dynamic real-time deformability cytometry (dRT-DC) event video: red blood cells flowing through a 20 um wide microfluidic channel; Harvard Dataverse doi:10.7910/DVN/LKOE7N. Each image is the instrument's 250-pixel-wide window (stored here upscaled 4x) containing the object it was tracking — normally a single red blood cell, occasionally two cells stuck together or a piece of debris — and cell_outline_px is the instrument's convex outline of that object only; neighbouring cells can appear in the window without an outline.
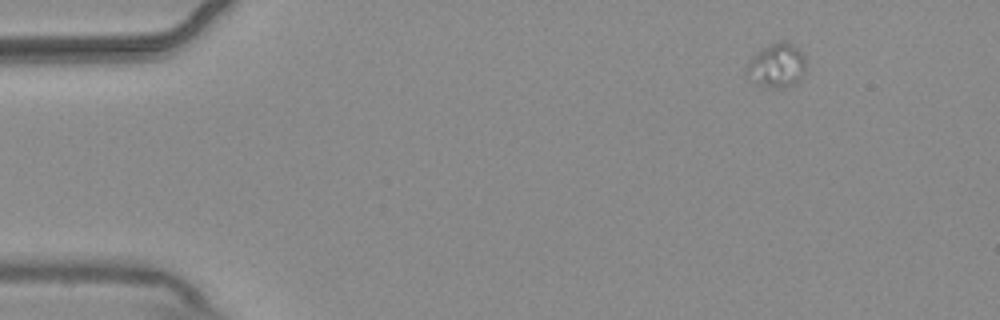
{"species": "common noctule bat (a hibernating species)", "species_latin": "Nyctalus noctula", "temperature_condition": "warm", "stored_images_in_passage": 51, "camera_frame_rate_fps": 3000, "um_per_image_px": 0.085, "animal": {"sex": "male", "body_mass_g": 20.4}, "frame": {"image": 1, "passage_image": 1, "time_ms": 0.0, "image_size_px": [1000, 320], "cell_outline_px": [[804, 72], [796, 80], [780, 88], [776, 88], [756, 84], [744, 76], [744, 68], [752, 56], [756, 52], [780, 40], [784, 40], [792, 44], [804, 56]], "centroid_in_image_um": [65.92, 5.55], "position_along_channel_um": 19.1, "area_um2": 14.97}}
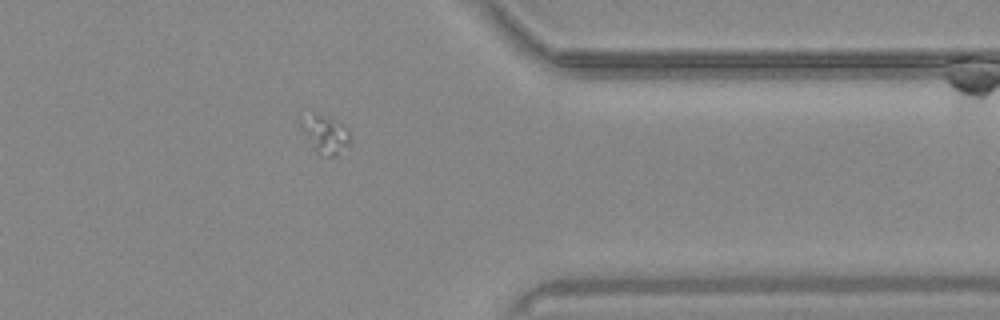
{"frame": {"image": 2, "passage_image": 40, "time_ms": 13.0, "image_size_px": [1000, 320], "cell_outline_px": [[352, 140], [336, 156], [328, 156], [316, 152], [312, 148], [300, 128], [300, 124], [312, 108], [344, 124], [352, 136]], "centroid_in_image_um": [27.64, 11.35], "position_along_channel_um": 383.8, "area_um2": 11.39}}
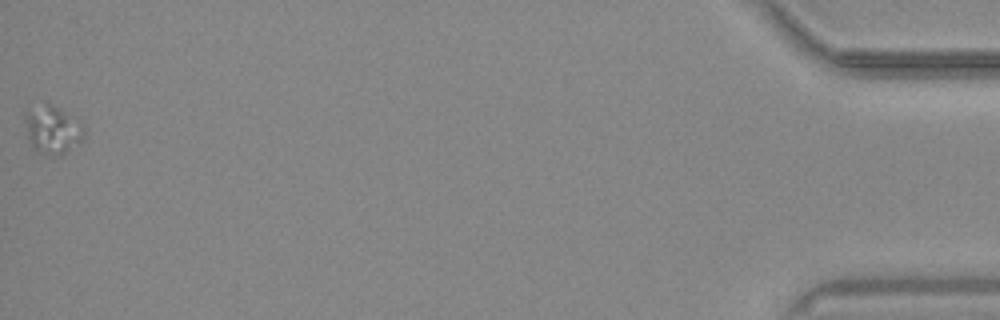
{"frame": {"image": 3, "passage_image": 51, "time_ms": 16.667, "image_size_px": [1000, 320], "cell_outline_px": [[84, 136], [80, 144], [60, 156], [44, 156], [36, 152], [28, 136], [28, 112], [44, 100], [84, 124]], "centroid_in_image_um": [4.54, 11.08], "position_along_channel_um": 430.7, "area_um2": 16.36}}